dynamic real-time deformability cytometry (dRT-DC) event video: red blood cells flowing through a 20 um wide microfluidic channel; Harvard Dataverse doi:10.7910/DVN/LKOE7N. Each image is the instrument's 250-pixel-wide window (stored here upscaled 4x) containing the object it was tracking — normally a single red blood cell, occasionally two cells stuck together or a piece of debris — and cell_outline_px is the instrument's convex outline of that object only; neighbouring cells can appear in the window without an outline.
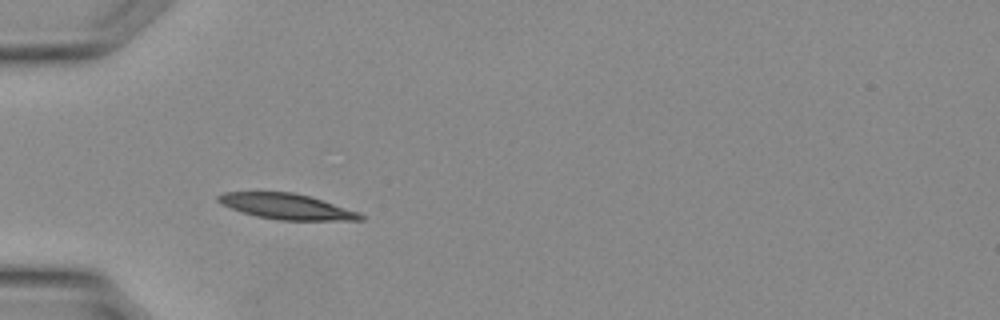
{"species": "Egyptian fruit bat (a non-hibernating species)", "species_latin": "Rousettus aegyptiacus", "temperature_condition": "warm", "stored_images_in_passage": 7, "camera_frame_rate_fps": 3000, "um_per_image_px": 0.085, "animal": {"sex": "female"}, "frame": {"image": 1, "passage_image": 1, "time_ms": 0.0, "image_size_px": [1000, 320], "cell_outline_px": [[368, 216], [364, 220], [280, 220], [256, 216], [232, 208], [216, 200], [216, 196], [224, 192], [292, 192], [308, 196], [360, 212]], "centroid_in_image_um": [24.42, 17.55], "position_along_channel_um": 60.6, "area_um2": 20.98}}
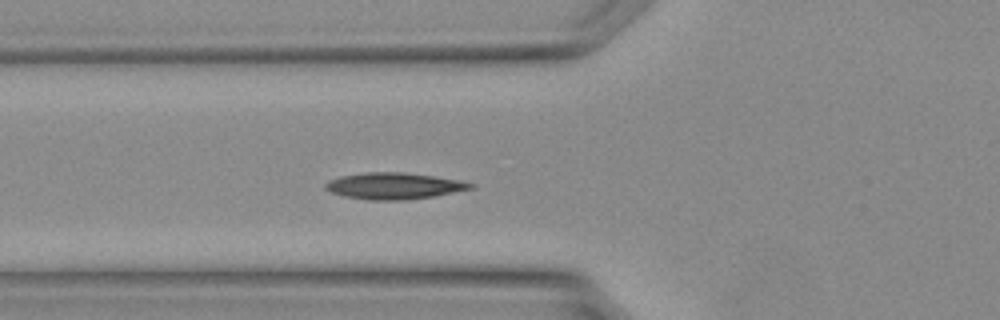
{"frame": {"image": 2, "passage_image": 3, "time_ms": 0.667, "image_size_px": [1000, 320], "cell_outline_px": [[476, 188], [432, 196], [404, 200], [368, 200], [348, 196], [332, 192], [324, 188], [324, 184], [328, 180], [340, 176], [364, 172], [400, 172], [432, 176], [460, 180], [476, 184]], "centroid_in_image_um": [33.5, 15.79], "position_along_channel_um": 92.3, "area_um2": 22.25}}
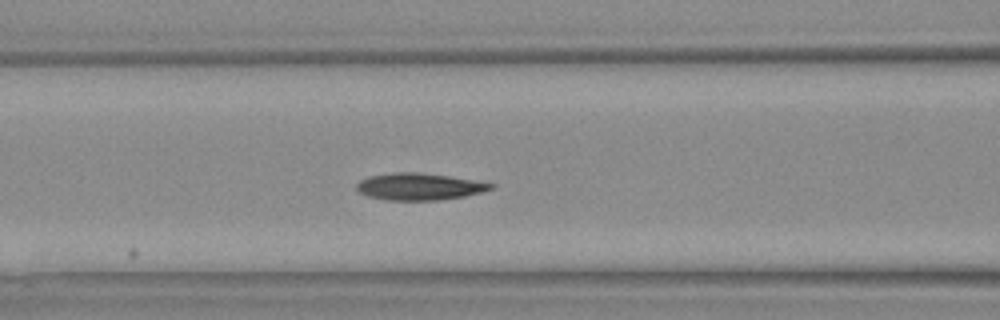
{"frame": {"image": 3, "passage_image": 5, "time_ms": 1.333, "image_size_px": [1000, 320], "cell_outline_px": [[496, 184], [492, 188], [480, 192], [464, 196], [440, 200], [384, 200], [368, 196], [360, 192], [356, 188], [356, 184], [360, 180], [368, 176], [392, 172], [420, 172], [448, 176]], "centroid_in_image_um": [35.58, 15.85], "position_along_channel_um": 131.0, "area_um2": 20.98}}